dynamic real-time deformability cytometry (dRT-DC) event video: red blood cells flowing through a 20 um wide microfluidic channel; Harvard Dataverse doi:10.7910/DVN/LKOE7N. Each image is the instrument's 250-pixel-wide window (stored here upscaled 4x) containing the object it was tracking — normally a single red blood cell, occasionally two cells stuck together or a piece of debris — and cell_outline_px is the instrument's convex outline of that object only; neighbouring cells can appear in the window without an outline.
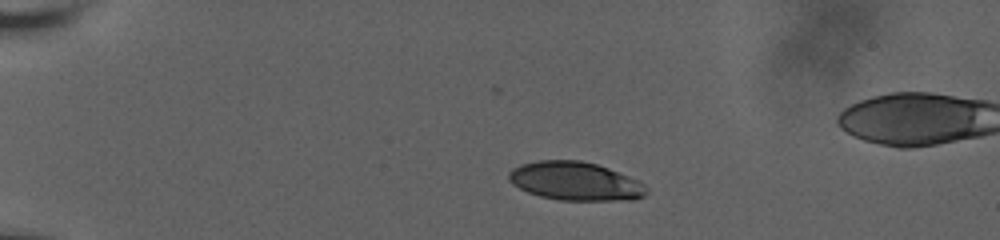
{"species": "human", "species_latin": "Homo sapiens", "temperature_condition": "room temperature", "stored_images_in_passage": 41, "camera_frame_rate_fps": 3000, "um_per_image_px": 0.085, "donor": {"sex": "male"}, "frame": {"image": 1, "passage_image": 1, "time_ms": 0.0, "image_size_px": [1000, 240], "cell_outline_px": [[648, 192], [644, 196], [632, 200], [560, 200], [540, 196], [528, 192], [512, 184], [508, 180], [508, 172], [512, 168], [520, 164], [540, 160], [580, 160], [596, 164], [608, 168], [636, 180], [644, 184], [648, 188]], "centroid_in_image_um": [48.87, 15.4], "position_along_channel_um": 36.1, "area_um2": 30.87}}
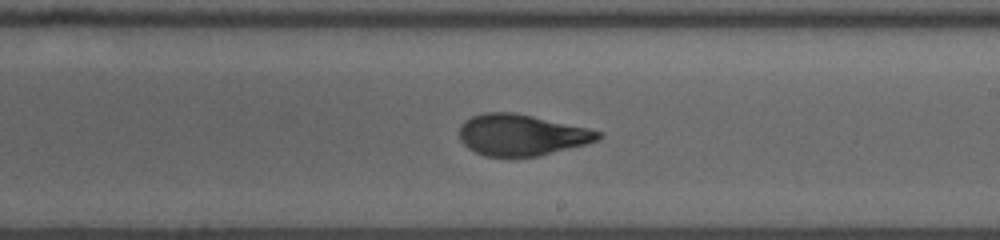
{"frame": {"image": 2, "passage_image": 20, "time_ms": 7.667, "image_size_px": [1000, 240], "cell_outline_px": [[604, 136], [588, 144], [540, 156], [484, 156], [468, 148], [460, 140], [460, 124], [464, 120], [472, 116], [484, 112], [512, 112], [532, 116], [588, 128], [600, 132]], "centroid_in_image_um": [44.32, 11.47], "position_along_channel_um": 244.7, "area_um2": 33.35}}
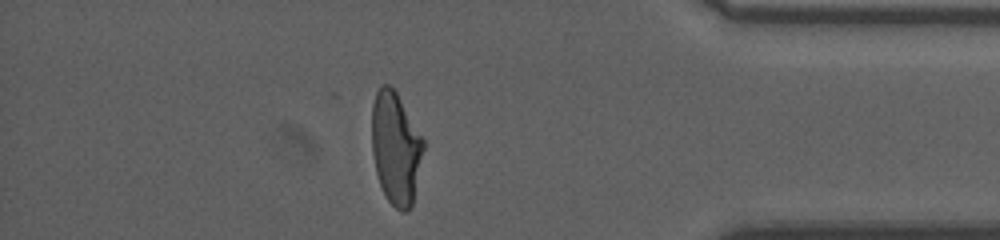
{"frame": {"image": 3, "passage_image": 35, "time_ms": 12.667, "image_size_px": [1000, 240], "cell_outline_px": [[424, 148], [412, 204], [408, 212], [400, 212], [388, 200], [380, 184], [376, 172], [372, 152], [372, 104], [376, 92], [380, 84], [388, 84], [396, 92], [424, 140]], "centroid_in_image_um": [33.62, 12.58], "position_along_channel_um": 401.6, "area_um2": 33.52}, "authors_computed_cell_mechanics": {"area_um2": 33.6396, "velocity_mm_per_s": 3.6629, "shape_relaxation_time_tau1_ms": 8.2026, "shape_relaxation_time_tau2_ms": 1.0902, "deformation_change_tau1": 0.275, "deformation_change_tau2": 0.0775}}